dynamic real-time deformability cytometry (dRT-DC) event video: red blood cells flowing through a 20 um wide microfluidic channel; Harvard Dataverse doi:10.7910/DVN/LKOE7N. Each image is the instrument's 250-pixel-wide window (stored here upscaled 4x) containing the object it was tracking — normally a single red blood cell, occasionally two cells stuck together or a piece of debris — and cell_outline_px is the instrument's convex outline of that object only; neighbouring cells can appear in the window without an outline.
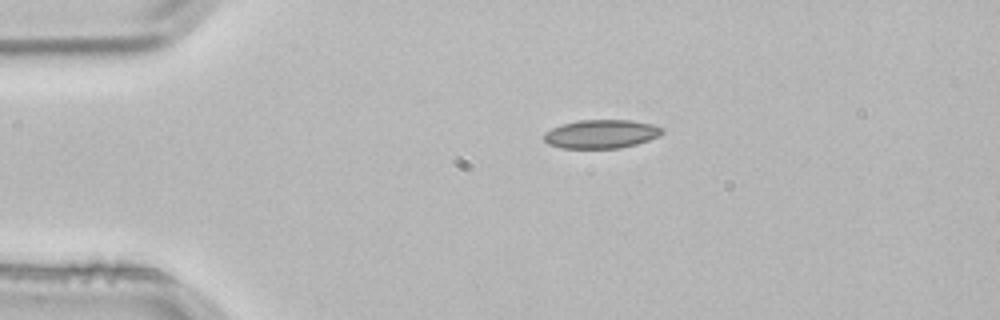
{"species": "common noctule bat (a hibernating species)", "species_latin": "Nyctalus noctula", "temperature_condition": "room temperature", "stored_images_in_passage": 2, "camera_frame_rate_fps": 3000, "um_per_image_px": 0.085, "animal": {"sex": "male", "body_mass_g": 21.5, "forearm_length_mm": 52.0}, "frame": {"image": 1, "passage_image": 1, "time_ms": 0.0, "image_size_px": [1000, 320], "cell_outline_px": [[664, 132], [660, 136], [636, 144], [620, 148], [560, 148], [548, 144], [544, 140], [544, 132], [560, 124], [580, 120], [632, 120], [652, 124], [664, 128]], "centroid_in_image_um": [51.11, 11.38], "position_along_channel_um": 33.9, "area_um2": 19.88}}